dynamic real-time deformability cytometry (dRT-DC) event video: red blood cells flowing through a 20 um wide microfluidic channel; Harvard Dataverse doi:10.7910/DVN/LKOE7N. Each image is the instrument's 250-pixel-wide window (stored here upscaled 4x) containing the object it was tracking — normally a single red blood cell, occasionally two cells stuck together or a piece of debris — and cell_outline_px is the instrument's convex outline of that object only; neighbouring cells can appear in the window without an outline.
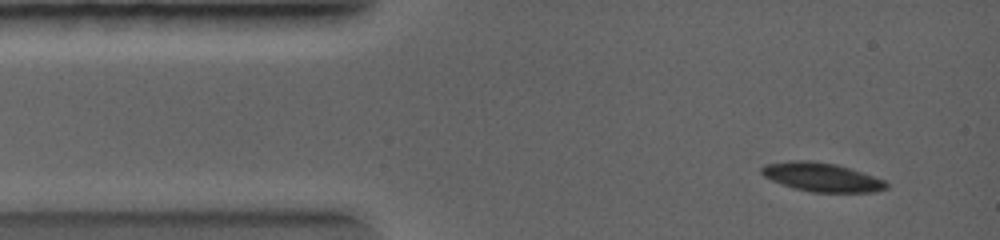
{"species": "common noctule bat (a hibernating species)", "species_latin": "Nyctalus noctula", "temperature_condition": "warm", "stored_images_in_passage": 45, "camera_frame_rate_fps": 5000, "um_per_image_px": 0.085, "animal": {"sex": "female", "body_mass_g": 19.0, "forearm_length_mm": 56.7}, "frame": {"image": 1, "passage_image": 4, "time_ms": 0.6, "image_size_px": [1000, 240], "cell_outline_px": [[888, 188], [868, 192], [816, 192], [796, 188], [772, 180], [764, 176], [760, 172], [760, 168], [764, 164], [792, 160], [812, 160], [836, 164], [884, 180], [888, 184]], "centroid_in_image_um": [69.81, 15.04], "position_along_channel_um": 15.2, "area_um2": 20.58}}
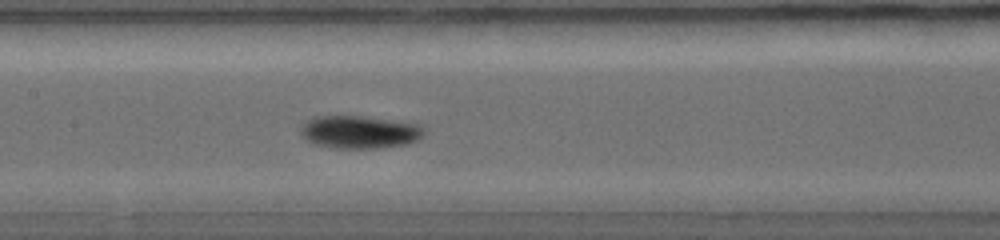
{"frame": {"image": 2, "passage_image": 22, "time_ms": 4.2, "image_size_px": [1000, 240], "cell_outline_px": [[424, 132], [416, 140], [408, 144], [372, 148], [336, 148], [316, 144], [308, 140], [300, 132], [300, 128], [312, 116], [364, 116], [424, 124]], "centroid_in_image_um": [30.59, 11.2], "position_along_channel_um": 176.8, "area_um2": 23.52}}
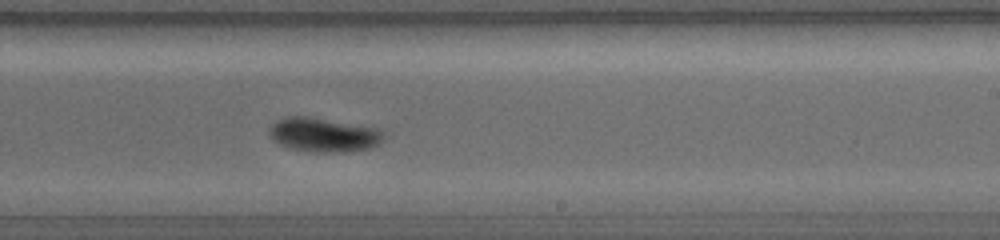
{"frame": {"image": 3, "passage_image": 30, "time_ms": 5.6, "image_size_px": [1000, 240], "cell_outline_px": [[388, 136], [380, 144], [368, 148], [340, 152], [332, 152], [292, 148], [280, 144], [268, 132], [272, 124], [288, 116], [308, 116], [376, 128], [384, 132]], "centroid_in_image_um": [27.58, 11.44], "position_along_channel_um": 261.4, "area_um2": 22.2}}